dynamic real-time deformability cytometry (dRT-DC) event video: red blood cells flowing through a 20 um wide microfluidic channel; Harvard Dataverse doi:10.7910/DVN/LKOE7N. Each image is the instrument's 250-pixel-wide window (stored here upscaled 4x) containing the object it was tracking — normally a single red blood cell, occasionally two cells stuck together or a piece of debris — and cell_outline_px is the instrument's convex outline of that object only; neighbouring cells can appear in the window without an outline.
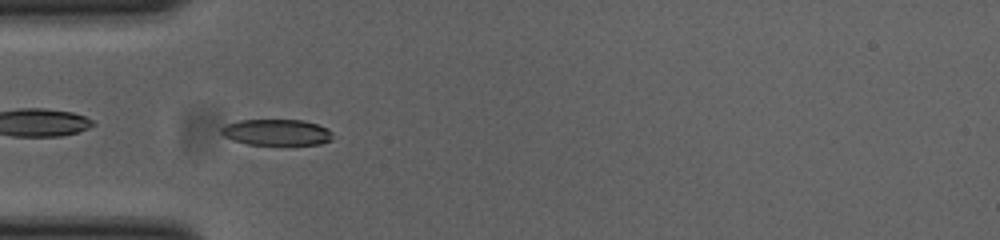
{"species": "common noctule bat (a hibernating species)", "species_latin": "Nyctalus noctula", "temperature_condition": "cold", "stored_images_in_passage": 5, "camera_frame_rate_fps": 3000, "um_per_image_px": 0.085, "animal": {"sex": "female", "body_mass_g": 23.0, "forearm_length_mm": 53.4}, "frame": {"image": 1, "passage_image": 2, "time_ms": 0.333, "image_size_px": [1000, 240], "cell_outline_px": [[332, 140], [320, 144], [248, 144], [232, 140], [224, 136], [220, 132], [220, 128], [228, 124], [240, 120], [304, 120], [328, 128], [332, 132]], "centroid_in_image_um": [23.52, 11.24], "position_along_channel_um": 61.5, "area_um2": 16.88}}